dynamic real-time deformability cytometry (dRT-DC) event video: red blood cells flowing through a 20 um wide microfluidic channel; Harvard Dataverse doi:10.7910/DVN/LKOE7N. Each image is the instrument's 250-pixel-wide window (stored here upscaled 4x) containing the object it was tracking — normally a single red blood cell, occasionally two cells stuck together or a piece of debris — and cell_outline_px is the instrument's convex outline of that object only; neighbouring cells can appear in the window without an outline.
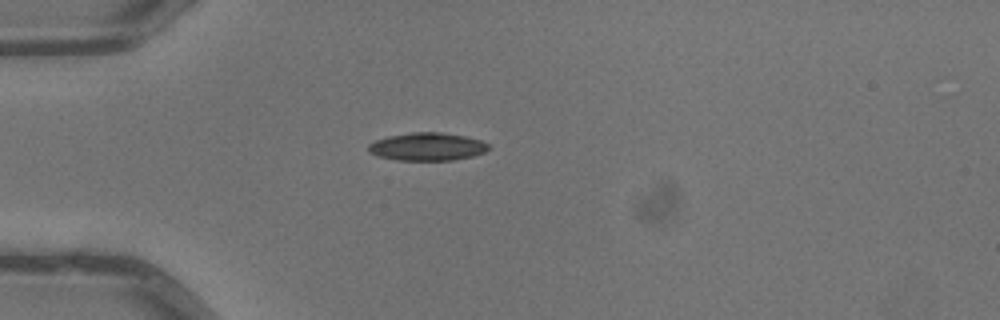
{"species": "common noctule bat (a hibernating species)", "species_latin": "Nyctalus noctula", "temperature_condition": "warm", "stored_images_in_passage": 1, "camera_frame_rate_fps": 3000, "um_per_image_px": 0.085, "animal": {"sex": "male", "body_mass_g": 13.3}, "frame": {"image": 1, "passage_image": 1, "time_ms": 0.0, "image_size_px": [1000, 320], "cell_outline_px": [[492, 148], [484, 152], [472, 156], [452, 160], [396, 160], [380, 156], [368, 152], [368, 144], [376, 140], [388, 136], [412, 132], [440, 132], [464, 136], [480, 140], [488, 144]], "centroid_in_image_um": [36.32, 12.46], "position_along_channel_um": 48.7, "area_um2": 19.48}}